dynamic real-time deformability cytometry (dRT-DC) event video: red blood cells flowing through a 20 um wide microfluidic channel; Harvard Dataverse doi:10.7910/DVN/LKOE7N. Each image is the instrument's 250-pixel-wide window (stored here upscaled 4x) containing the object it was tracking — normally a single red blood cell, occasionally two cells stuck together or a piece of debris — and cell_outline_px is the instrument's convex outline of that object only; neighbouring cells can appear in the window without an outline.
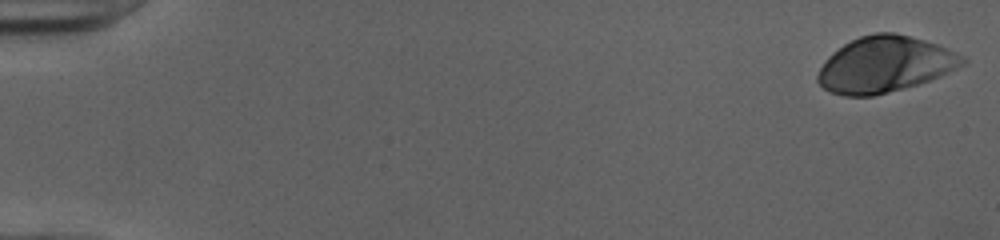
{"species": "human", "species_latin": "Homo sapiens", "temperature_condition": "cold", "stored_images_in_passage": 51, "camera_frame_rate_fps": 3000, "um_per_image_px": 0.085, "donor": {"sex": "female"}, "frame": {"image": 1, "passage_image": 1, "time_ms": 0.0, "image_size_px": [1000, 240], "cell_outline_px": [[968, 60], [964, 64], [940, 76], [904, 88], [872, 96], [844, 96], [828, 92], [816, 80], [816, 76], [824, 60], [832, 52], [844, 44], [860, 36], [876, 32], [896, 32], [924, 40], [936, 44], [964, 56]], "centroid_in_image_um": [75.18, 5.48], "position_along_channel_um": 9.8, "area_um2": 47.05}}
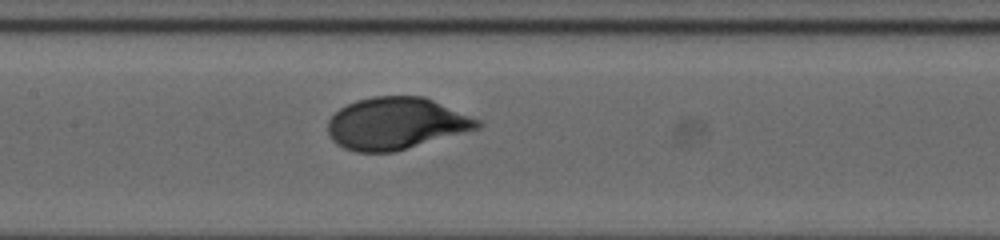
{"frame": {"image": 2, "passage_image": 26, "time_ms": 8.333, "image_size_px": [1000, 240], "cell_outline_px": [[484, 124], [480, 128], [392, 152], [356, 152], [344, 148], [336, 144], [332, 140], [328, 132], [328, 120], [340, 108], [356, 100], [372, 96], [424, 96], [480, 120]], "centroid_in_image_um": [33.65, 10.49], "position_along_channel_um": 173.7, "area_um2": 45.14}}
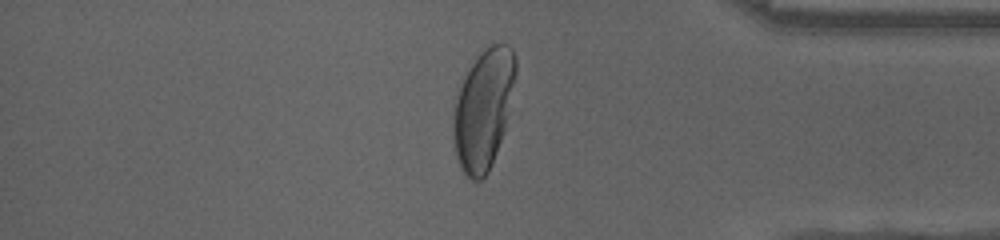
{"frame": {"image": 3, "passage_image": 44, "time_ms": 14.333, "image_size_px": [1000, 240], "cell_outline_px": [[516, 72], [504, 132], [492, 164], [488, 172], [480, 180], [472, 180], [464, 172], [456, 156], [452, 136], [452, 104], [472, 64], [492, 44], [508, 44], [512, 48], [516, 60]], "centroid_in_image_um": [41.07, 9.32], "position_along_channel_um": 394.1, "area_um2": 43.06}, "authors_computed_cell_mechanics": {"area_um2": 45.4886, "velocity_mm_per_s": 3.9811, "shape_relaxation_time_tau1_ms": 2.7323, "shape_relaxation_time_tau2_ms": null, "deformation_change_tau1": 0.1742, "deformation_change_tau2": null}}